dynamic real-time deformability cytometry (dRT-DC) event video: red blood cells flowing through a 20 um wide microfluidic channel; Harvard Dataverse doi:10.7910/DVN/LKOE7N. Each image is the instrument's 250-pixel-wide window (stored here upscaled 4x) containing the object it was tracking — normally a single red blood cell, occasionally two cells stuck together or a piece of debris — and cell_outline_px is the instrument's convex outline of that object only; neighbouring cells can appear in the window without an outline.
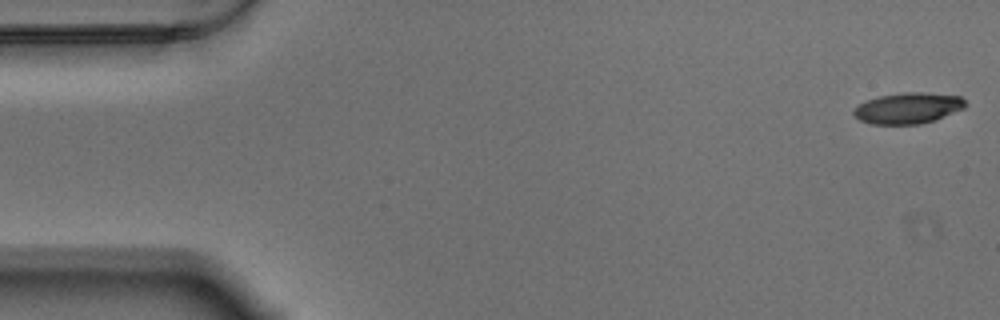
{"species": "Egyptian fruit bat (a non-hibernating species)", "species_latin": "Rousettus aegyptiacus", "temperature_condition": "warm", "stored_images_in_passage": 57, "camera_frame_rate_fps": 3000, "um_per_image_px": 0.085, "animal": {"sex": "male"}, "frame": {"image": 1, "passage_image": 1, "time_ms": 0.0, "image_size_px": [1000, 320], "cell_outline_px": [[968, 104], [964, 108], [936, 120], [920, 124], [872, 124], [860, 120], [852, 112], [860, 104], [868, 100], [880, 96], [904, 92], [924, 92], [960, 96]], "centroid_in_image_um": [77.23, 9.19], "position_along_channel_um": 7.8, "area_um2": 20.06}}
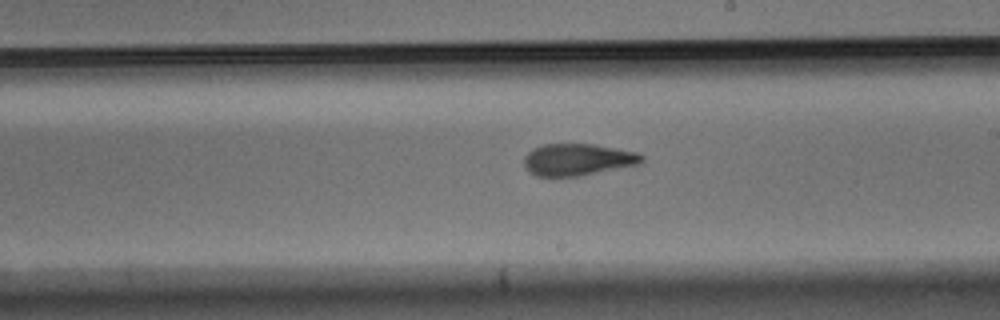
{"frame": {"image": 2, "passage_image": 32, "time_ms": 10.333, "image_size_px": [1000, 320], "cell_outline_px": [[644, 160], [640, 164], [580, 176], [536, 176], [528, 172], [524, 168], [524, 156], [532, 148], [544, 144], [592, 144], [616, 148], [636, 152], [644, 156]], "centroid_in_image_um": [49.08, 13.57], "position_along_channel_um": 239.9, "area_um2": 22.02}}
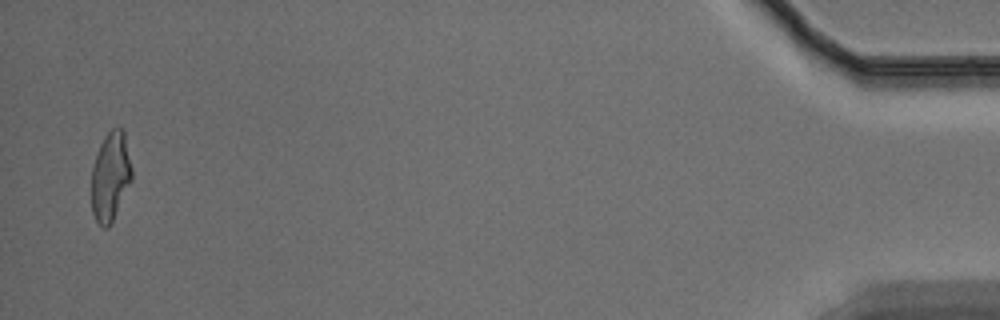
{"frame": {"image": 3, "passage_image": 56, "time_ms": 18.333, "image_size_px": [1000, 320], "cell_outline_px": [[132, 180], [112, 224], [108, 228], [104, 228], [96, 220], [92, 212], [92, 164], [100, 144], [104, 136], [112, 128], [124, 128], [132, 168]], "centroid_in_image_um": [9.4, 15.0], "position_along_channel_um": 425.8, "area_um2": 21.27}, "authors_computed_cell_mechanics": {"area_um2": 21.4438, "velocity_mm_per_s": 3.4728, "shape_relaxation_time_tau1_ms": 5.1396, "shape_relaxation_time_tau2_ms": 2.6287, "deformation_change_tau1": 0.197, "deformation_change_tau2": 0.115}}